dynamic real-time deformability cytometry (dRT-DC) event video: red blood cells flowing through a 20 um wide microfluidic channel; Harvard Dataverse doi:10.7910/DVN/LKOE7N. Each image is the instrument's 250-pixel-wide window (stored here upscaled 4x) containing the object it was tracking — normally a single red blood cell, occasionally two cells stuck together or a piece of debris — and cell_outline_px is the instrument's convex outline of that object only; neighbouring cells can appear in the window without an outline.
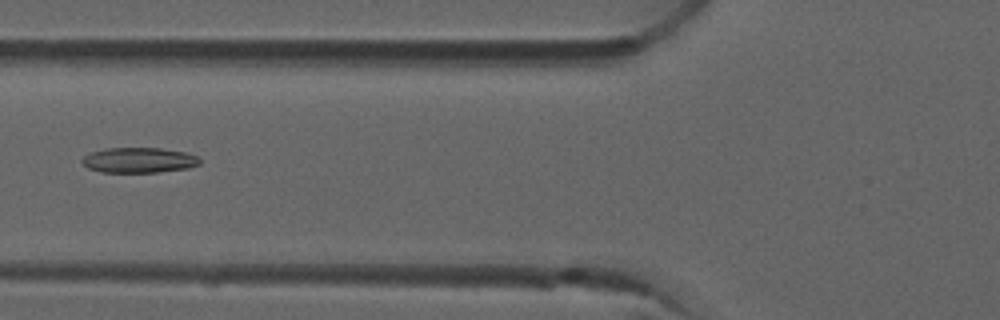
{"species": "common noctule bat (a hibernating species)", "species_latin": "Nyctalus noctula", "temperature_condition": "room temperature", "stored_images_in_passage": 3, "camera_frame_rate_fps": 3000, "um_per_image_px": 0.085, "animal": {"sex": "male", "forearm_length_mm": 52.5}, "frame": {"image": 1, "passage_image": 2, "time_ms": 0.333, "image_size_px": [1000, 320], "cell_outline_px": [[200, 164], [188, 168], [156, 172], [100, 172], [88, 168], [80, 160], [84, 156], [92, 152], [104, 148], [160, 148], [188, 152], [196, 156], [200, 160]], "centroid_in_image_um": [11.81, 13.61], "position_along_channel_um": 114.0, "area_um2": 17.34}}
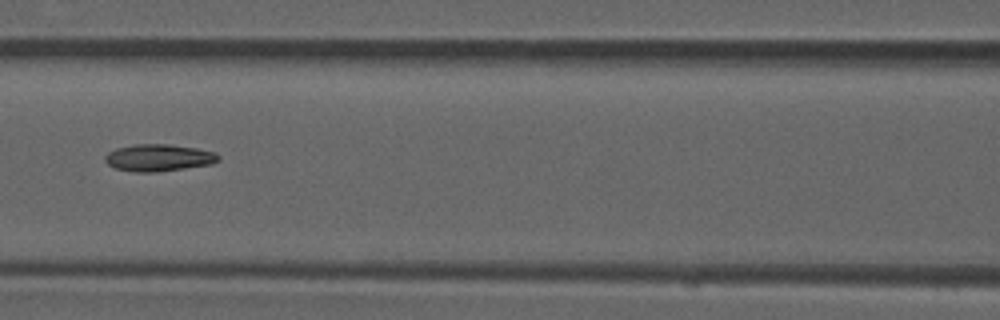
{"frame": {"image": 2, "passage_image": 3, "time_ms": 0.667, "image_size_px": [1000, 320], "cell_outline_px": [[220, 160], [212, 164], [156, 172], [136, 172], [116, 168], [108, 164], [104, 160], [104, 156], [108, 152], [116, 148], [132, 144], [168, 144], [196, 148], [216, 152], [220, 156]], "centroid_in_image_um": [13.49, 13.4], "position_along_channel_um": 153.1, "area_um2": 17.92}}